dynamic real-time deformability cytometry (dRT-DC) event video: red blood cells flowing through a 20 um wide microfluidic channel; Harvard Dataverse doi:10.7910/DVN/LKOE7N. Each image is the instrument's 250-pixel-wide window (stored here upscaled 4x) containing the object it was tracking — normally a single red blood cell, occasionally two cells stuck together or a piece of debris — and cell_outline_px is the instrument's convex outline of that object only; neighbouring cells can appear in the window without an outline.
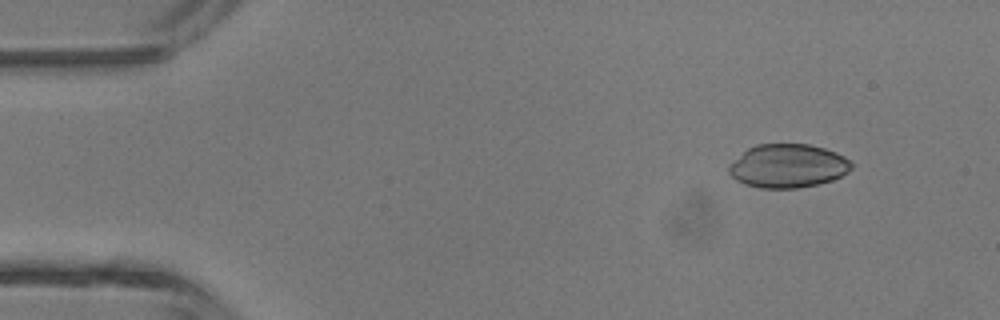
{"species": "common noctule bat (a hibernating species)", "species_latin": "Nyctalus noctula", "temperature_condition": "room temperature", "stored_images_in_passage": 3, "camera_frame_rate_fps": 3000, "um_per_image_px": 0.085, "animal": {"sex": "male", "body_mass_g": 13.3}, "frame": {"image": 1, "passage_image": 1, "time_ms": 0.0, "image_size_px": [1000, 320], "cell_outline_px": [[852, 168], [848, 172], [832, 180], [816, 184], [796, 188], [760, 188], [744, 184], [736, 180], [728, 172], [728, 164], [748, 148], [756, 144], [808, 144], [824, 148], [836, 152], [844, 156], [852, 164]], "centroid_in_image_um": [66.94, 14.1], "position_along_channel_um": 18.1, "area_um2": 31.15}}